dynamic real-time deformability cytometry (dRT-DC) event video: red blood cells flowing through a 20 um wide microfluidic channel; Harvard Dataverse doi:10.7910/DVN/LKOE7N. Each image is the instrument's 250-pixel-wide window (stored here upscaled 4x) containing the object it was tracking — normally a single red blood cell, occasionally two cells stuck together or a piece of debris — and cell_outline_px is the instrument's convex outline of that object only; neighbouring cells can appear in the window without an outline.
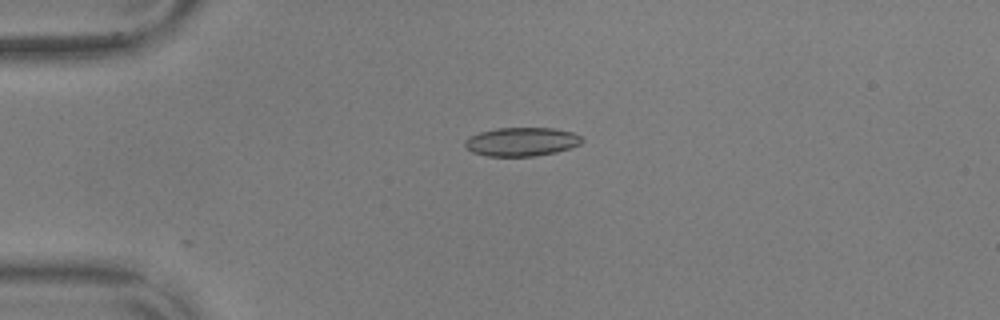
{"species": "common noctule bat (a hibernating species)", "species_latin": "Nyctalus noctula", "temperature_condition": "warm", "stored_images_in_passage": 3, "camera_frame_rate_fps": 3000, "um_per_image_px": 0.085, "animal": {"sex": "male", "body_mass_g": 17.9, "forearm_length_mm": 54.2}, "frame": {"image": 1, "passage_image": 1, "time_ms": 0.0, "image_size_px": [1000, 320], "cell_outline_px": [[584, 140], [580, 144], [556, 152], [536, 156], [488, 156], [472, 152], [464, 144], [464, 140], [480, 132], [496, 128], [556, 128], [572, 132], [580, 136]], "centroid_in_image_um": [44.35, 12.04], "position_along_channel_um": 40.7, "area_um2": 19.48}}